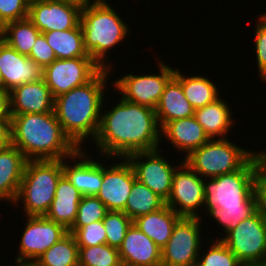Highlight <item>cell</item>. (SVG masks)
<instances>
[{
	"instance_id": "obj_1",
	"label": "cell",
	"mask_w": 266,
	"mask_h": 266,
	"mask_svg": "<svg viewBox=\"0 0 266 266\" xmlns=\"http://www.w3.org/2000/svg\"><path fill=\"white\" fill-rule=\"evenodd\" d=\"M106 108L102 107L99 129L92 142L100 159L126 158L163 146L155 109L129 102L121 96L110 110Z\"/></svg>"
},
{
	"instance_id": "obj_2",
	"label": "cell",
	"mask_w": 266,
	"mask_h": 266,
	"mask_svg": "<svg viewBox=\"0 0 266 266\" xmlns=\"http://www.w3.org/2000/svg\"><path fill=\"white\" fill-rule=\"evenodd\" d=\"M111 73L110 69H102L87 84L54 99L56 118L64 133L79 149H84L82 144L86 143L85 140L93 142L97 135Z\"/></svg>"
},
{
	"instance_id": "obj_3",
	"label": "cell",
	"mask_w": 266,
	"mask_h": 266,
	"mask_svg": "<svg viewBox=\"0 0 266 266\" xmlns=\"http://www.w3.org/2000/svg\"><path fill=\"white\" fill-rule=\"evenodd\" d=\"M11 116V144L27 160H63L79 148L64 133L54 111Z\"/></svg>"
},
{
	"instance_id": "obj_4",
	"label": "cell",
	"mask_w": 266,
	"mask_h": 266,
	"mask_svg": "<svg viewBox=\"0 0 266 266\" xmlns=\"http://www.w3.org/2000/svg\"><path fill=\"white\" fill-rule=\"evenodd\" d=\"M106 1L81 9L80 25L84 47L89 56L103 69L112 70L108 62L114 47L129 34L130 27L118 12ZM110 51V52H109Z\"/></svg>"
},
{
	"instance_id": "obj_5",
	"label": "cell",
	"mask_w": 266,
	"mask_h": 266,
	"mask_svg": "<svg viewBox=\"0 0 266 266\" xmlns=\"http://www.w3.org/2000/svg\"><path fill=\"white\" fill-rule=\"evenodd\" d=\"M63 175V160H28L13 205L22 203L24 216H45Z\"/></svg>"
},
{
	"instance_id": "obj_6",
	"label": "cell",
	"mask_w": 266,
	"mask_h": 266,
	"mask_svg": "<svg viewBox=\"0 0 266 266\" xmlns=\"http://www.w3.org/2000/svg\"><path fill=\"white\" fill-rule=\"evenodd\" d=\"M260 163L255 154L242 168L214 178L204 179L205 212L212 208L256 205L254 183Z\"/></svg>"
},
{
	"instance_id": "obj_7",
	"label": "cell",
	"mask_w": 266,
	"mask_h": 266,
	"mask_svg": "<svg viewBox=\"0 0 266 266\" xmlns=\"http://www.w3.org/2000/svg\"><path fill=\"white\" fill-rule=\"evenodd\" d=\"M255 154V150L243 148L228 138L210 139L183 160L200 177L208 179L239 170Z\"/></svg>"
},
{
	"instance_id": "obj_8",
	"label": "cell",
	"mask_w": 266,
	"mask_h": 266,
	"mask_svg": "<svg viewBox=\"0 0 266 266\" xmlns=\"http://www.w3.org/2000/svg\"><path fill=\"white\" fill-rule=\"evenodd\" d=\"M157 61L159 74L129 73L110 81L116 93L120 91V96L129 102L156 109L166 84L175 74L174 67L171 68L164 60Z\"/></svg>"
},
{
	"instance_id": "obj_9",
	"label": "cell",
	"mask_w": 266,
	"mask_h": 266,
	"mask_svg": "<svg viewBox=\"0 0 266 266\" xmlns=\"http://www.w3.org/2000/svg\"><path fill=\"white\" fill-rule=\"evenodd\" d=\"M243 266L266 263V220L256 211L221 240Z\"/></svg>"
},
{
	"instance_id": "obj_10",
	"label": "cell",
	"mask_w": 266,
	"mask_h": 266,
	"mask_svg": "<svg viewBox=\"0 0 266 266\" xmlns=\"http://www.w3.org/2000/svg\"><path fill=\"white\" fill-rule=\"evenodd\" d=\"M201 222V218L187 217L177 221L168 243L161 249L162 266H196L201 247L207 246L201 236Z\"/></svg>"
},
{
	"instance_id": "obj_11",
	"label": "cell",
	"mask_w": 266,
	"mask_h": 266,
	"mask_svg": "<svg viewBox=\"0 0 266 266\" xmlns=\"http://www.w3.org/2000/svg\"><path fill=\"white\" fill-rule=\"evenodd\" d=\"M102 69L91 57L55 59L43 69V79L55 99L87 84Z\"/></svg>"
},
{
	"instance_id": "obj_12",
	"label": "cell",
	"mask_w": 266,
	"mask_h": 266,
	"mask_svg": "<svg viewBox=\"0 0 266 266\" xmlns=\"http://www.w3.org/2000/svg\"><path fill=\"white\" fill-rule=\"evenodd\" d=\"M25 228L19 242L16 264H33L52 245L68 234V230L45 216L25 217Z\"/></svg>"
},
{
	"instance_id": "obj_13",
	"label": "cell",
	"mask_w": 266,
	"mask_h": 266,
	"mask_svg": "<svg viewBox=\"0 0 266 266\" xmlns=\"http://www.w3.org/2000/svg\"><path fill=\"white\" fill-rule=\"evenodd\" d=\"M161 152H163L161 148L137 152L127 156L126 159L134 170L136 180L166 202L171 193L174 172L179 165L173 166L170 160L165 158L167 156H162Z\"/></svg>"
},
{
	"instance_id": "obj_14",
	"label": "cell",
	"mask_w": 266,
	"mask_h": 266,
	"mask_svg": "<svg viewBox=\"0 0 266 266\" xmlns=\"http://www.w3.org/2000/svg\"><path fill=\"white\" fill-rule=\"evenodd\" d=\"M178 164L173 175L171 193L165 204L180 217L201 218L198 212L204 206V179L184 160Z\"/></svg>"
},
{
	"instance_id": "obj_15",
	"label": "cell",
	"mask_w": 266,
	"mask_h": 266,
	"mask_svg": "<svg viewBox=\"0 0 266 266\" xmlns=\"http://www.w3.org/2000/svg\"><path fill=\"white\" fill-rule=\"evenodd\" d=\"M116 161L119 162L110 161V165L107 161L103 163V181L96 196L105 204L108 211L124 212L136 177L126 158H116Z\"/></svg>"
},
{
	"instance_id": "obj_16",
	"label": "cell",
	"mask_w": 266,
	"mask_h": 266,
	"mask_svg": "<svg viewBox=\"0 0 266 266\" xmlns=\"http://www.w3.org/2000/svg\"><path fill=\"white\" fill-rule=\"evenodd\" d=\"M81 9L63 0H31L28 19L41 32L69 30L80 23Z\"/></svg>"
},
{
	"instance_id": "obj_17",
	"label": "cell",
	"mask_w": 266,
	"mask_h": 266,
	"mask_svg": "<svg viewBox=\"0 0 266 266\" xmlns=\"http://www.w3.org/2000/svg\"><path fill=\"white\" fill-rule=\"evenodd\" d=\"M85 151L79 149L69 160L63 159V174L82 196H96L103 181V161L93 160Z\"/></svg>"
},
{
	"instance_id": "obj_18",
	"label": "cell",
	"mask_w": 266,
	"mask_h": 266,
	"mask_svg": "<svg viewBox=\"0 0 266 266\" xmlns=\"http://www.w3.org/2000/svg\"><path fill=\"white\" fill-rule=\"evenodd\" d=\"M0 74L10 92L21 84L43 78V69L26 55L18 53L5 41L0 40Z\"/></svg>"
},
{
	"instance_id": "obj_19",
	"label": "cell",
	"mask_w": 266,
	"mask_h": 266,
	"mask_svg": "<svg viewBox=\"0 0 266 266\" xmlns=\"http://www.w3.org/2000/svg\"><path fill=\"white\" fill-rule=\"evenodd\" d=\"M10 115L47 113L54 111V98L42 78L21 84L9 92Z\"/></svg>"
},
{
	"instance_id": "obj_20",
	"label": "cell",
	"mask_w": 266,
	"mask_h": 266,
	"mask_svg": "<svg viewBox=\"0 0 266 266\" xmlns=\"http://www.w3.org/2000/svg\"><path fill=\"white\" fill-rule=\"evenodd\" d=\"M118 250L122 265L162 266L161 248L134 224L127 230Z\"/></svg>"
},
{
	"instance_id": "obj_21",
	"label": "cell",
	"mask_w": 266,
	"mask_h": 266,
	"mask_svg": "<svg viewBox=\"0 0 266 266\" xmlns=\"http://www.w3.org/2000/svg\"><path fill=\"white\" fill-rule=\"evenodd\" d=\"M161 137L185 154L184 158L210 140L194 116L168 122L161 129Z\"/></svg>"
},
{
	"instance_id": "obj_22",
	"label": "cell",
	"mask_w": 266,
	"mask_h": 266,
	"mask_svg": "<svg viewBox=\"0 0 266 266\" xmlns=\"http://www.w3.org/2000/svg\"><path fill=\"white\" fill-rule=\"evenodd\" d=\"M27 161L24 154L12 144L0 149V201L13 204Z\"/></svg>"
},
{
	"instance_id": "obj_23",
	"label": "cell",
	"mask_w": 266,
	"mask_h": 266,
	"mask_svg": "<svg viewBox=\"0 0 266 266\" xmlns=\"http://www.w3.org/2000/svg\"><path fill=\"white\" fill-rule=\"evenodd\" d=\"M231 108L228 102L220 96L203 108L196 109L194 117L209 139H223L227 136L229 138L227 134H230L231 128L235 125Z\"/></svg>"
},
{
	"instance_id": "obj_24",
	"label": "cell",
	"mask_w": 266,
	"mask_h": 266,
	"mask_svg": "<svg viewBox=\"0 0 266 266\" xmlns=\"http://www.w3.org/2000/svg\"><path fill=\"white\" fill-rule=\"evenodd\" d=\"M81 198L82 194L63 174L57 182L54 199L45 217L69 230L76 220Z\"/></svg>"
},
{
	"instance_id": "obj_25",
	"label": "cell",
	"mask_w": 266,
	"mask_h": 266,
	"mask_svg": "<svg viewBox=\"0 0 266 266\" xmlns=\"http://www.w3.org/2000/svg\"><path fill=\"white\" fill-rule=\"evenodd\" d=\"M155 112L161 129L172 120L194 116L195 109L186 99L181 83L174 76L166 84Z\"/></svg>"
},
{
	"instance_id": "obj_26",
	"label": "cell",
	"mask_w": 266,
	"mask_h": 266,
	"mask_svg": "<svg viewBox=\"0 0 266 266\" xmlns=\"http://www.w3.org/2000/svg\"><path fill=\"white\" fill-rule=\"evenodd\" d=\"M180 218L172 208L165 205L158 211L136 218L133 224L162 249Z\"/></svg>"
},
{
	"instance_id": "obj_27",
	"label": "cell",
	"mask_w": 266,
	"mask_h": 266,
	"mask_svg": "<svg viewBox=\"0 0 266 266\" xmlns=\"http://www.w3.org/2000/svg\"><path fill=\"white\" fill-rule=\"evenodd\" d=\"M181 68H175L174 77L181 83L183 93L193 108H203L220 97L218 86L206 76H187Z\"/></svg>"
},
{
	"instance_id": "obj_28",
	"label": "cell",
	"mask_w": 266,
	"mask_h": 266,
	"mask_svg": "<svg viewBox=\"0 0 266 266\" xmlns=\"http://www.w3.org/2000/svg\"><path fill=\"white\" fill-rule=\"evenodd\" d=\"M43 34L50 47L54 50L56 59L90 57L84 47L80 23L73 29L48 31Z\"/></svg>"
},
{
	"instance_id": "obj_29",
	"label": "cell",
	"mask_w": 266,
	"mask_h": 266,
	"mask_svg": "<svg viewBox=\"0 0 266 266\" xmlns=\"http://www.w3.org/2000/svg\"><path fill=\"white\" fill-rule=\"evenodd\" d=\"M165 201L140 181H134L124 213L132 220L153 213L165 206Z\"/></svg>"
},
{
	"instance_id": "obj_30",
	"label": "cell",
	"mask_w": 266,
	"mask_h": 266,
	"mask_svg": "<svg viewBox=\"0 0 266 266\" xmlns=\"http://www.w3.org/2000/svg\"><path fill=\"white\" fill-rule=\"evenodd\" d=\"M79 247L74 236L68 233L52 245L34 263V266H79Z\"/></svg>"
},
{
	"instance_id": "obj_31",
	"label": "cell",
	"mask_w": 266,
	"mask_h": 266,
	"mask_svg": "<svg viewBox=\"0 0 266 266\" xmlns=\"http://www.w3.org/2000/svg\"><path fill=\"white\" fill-rule=\"evenodd\" d=\"M41 32L28 19L9 22L4 25L3 41L22 55L29 56L32 46Z\"/></svg>"
},
{
	"instance_id": "obj_32",
	"label": "cell",
	"mask_w": 266,
	"mask_h": 266,
	"mask_svg": "<svg viewBox=\"0 0 266 266\" xmlns=\"http://www.w3.org/2000/svg\"><path fill=\"white\" fill-rule=\"evenodd\" d=\"M257 211L256 205H241V207L212 208L207 214L210 219H214L218 226H222L224 236L214 238L222 240L231 230H233L242 220L252 216Z\"/></svg>"
},
{
	"instance_id": "obj_33",
	"label": "cell",
	"mask_w": 266,
	"mask_h": 266,
	"mask_svg": "<svg viewBox=\"0 0 266 266\" xmlns=\"http://www.w3.org/2000/svg\"><path fill=\"white\" fill-rule=\"evenodd\" d=\"M79 266H122L119 250L108 244L79 247Z\"/></svg>"
},
{
	"instance_id": "obj_34",
	"label": "cell",
	"mask_w": 266,
	"mask_h": 266,
	"mask_svg": "<svg viewBox=\"0 0 266 266\" xmlns=\"http://www.w3.org/2000/svg\"><path fill=\"white\" fill-rule=\"evenodd\" d=\"M206 239H208L207 245L210 246L207 247L206 252L202 251L203 248L200 249L196 266H243L221 240Z\"/></svg>"
},
{
	"instance_id": "obj_35",
	"label": "cell",
	"mask_w": 266,
	"mask_h": 266,
	"mask_svg": "<svg viewBox=\"0 0 266 266\" xmlns=\"http://www.w3.org/2000/svg\"><path fill=\"white\" fill-rule=\"evenodd\" d=\"M102 222L106 232V244L119 249L133 220L122 211H107Z\"/></svg>"
},
{
	"instance_id": "obj_36",
	"label": "cell",
	"mask_w": 266,
	"mask_h": 266,
	"mask_svg": "<svg viewBox=\"0 0 266 266\" xmlns=\"http://www.w3.org/2000/svg\"><path fill=\"white\" fill-rule=\"evenodd\" d=\"M107 209L97 196H82L78 204L76 220L71 228H81L104 219Z\"/></svg>"
},
{
	"instance_id": "obj_37",
	"label": "cell",
	"mask_w": 266,
	"mask_h": 266,
	"mask_svg": "<svg viewBox=\"0 0 266 266\" xmlns=\"http://www.w3.org/2000/svg\"><path fill=\"white\" fill-rule=\"evenodd\" d=\"M68 233H71L78 247L96 246L106 243V232L101 221H95L81 228H70Z\"/></svg>"
},
{
	"instance_id": "obj_38",
	"label": "cell",
	"mask_w": 266,
	"mask_h": 266,
	"mask_svg": "<svg viewBox=\"0 0 266 266\" xmlns=\"http://www.w3.org/2000/svg\"><path fill=\"white\" fill-rule=\"evenodd\" d=\"M257 17V21L254 26V47L255 56L257 62L258 78L261 81L266 82V17L262 14Z\"/></svg>"
},
{
	"instance_id": "obj_39",
	"label": "cell",
	"mask_w": 266,
	"mask_h": 266,
	"mask_svg": "<svg viewBox=\"0 0 266 266\" xmlns=\"http://www.w3.org/2000/svg\"><path fill=\"white\" fill-rule=\"evenodd\" d=\"M31 0H0V21L3 25L28 18Z\"/></svg>"
},
{
	"instance_id": "obj_40",
	"label": "cell",
	"mask_w": 266,
	"mask_h": 266,
	"mask_svg": "<svg viewBox=\"0 0 266 266\" xmlns=\"http://www.w3.org/2000/svg\"><path fill=\"white\" fill-rule=\"evenodd\" d=\"M28 57L36 62L42 69L50 65L56 59L54 50L46 41L43 33L37 37Z\"/></svg>"
},
{
	"instance_id": "obj_41",
	"label": "cell",
	"mask_w": 266,
	"mask_h": 266,
	"mask_svg": "<svg viewBox=\"0 0 266 266\" xmlns=\"http://www.w3.org/2000/svg\"><path fill=\"white\" fill-rule=\"evenodd\" d=\"M254 195L257 211L266 220V174L261 169L255 179Z\"/></svg>"
},
{
	"instance_id": "obj_42",
	"label": "cell",
	"mask_w": 266,
	"mask_h": 266,
	"mask_svg": "<svg viewBox=\"0 0 266 266\" xmlns=\"http://www.w3.org/2000/svg\"><path fill=\"white\" fill-rule=\"evenodd\" d=\"M11 145V119H0V149Z\"/></svg>"
},
{
	"instance_id": "obj_43",
	"label": "cell",
	"mask_w": 266,
	"mask_h": 266,
	"mask_svg": "<svg viewBox=\"0 0 266 266\" xmlns=\"http://www.w3.org/2000/svg\"><path fill=\"white\" fill-rule=\"evenodd\" d=\"M9 92L0 90V119H10Z\"/></svg>"
},
{
	"instance_id": "obj_44",
	"label": "cell",
	"mask_w": 266,
	"mask_h": 266,
	"mask_svg": "<svg viewBox=\"0 0 266 266\" xmlns=\"http://www.w3.org/2000/svg\"><path fill=\"white\" fill-rule=\"evenodd\" d=\"M69 4L78 6L80 9L101 3L104 0H63Z\"/></svg>"
},
{
	"instance_id": "obj_45",
	"label": "cell",
	"mask_w": 266,
	"mask_h": 266,
	"mask_svg": "<svg viewBox=\"0 0 266 266\" xmlns=\"http://www.w3.org/2000/svg\"><path fill=\"white\" fill-rule=\"evenodd\" d=\"M256 154L259 158L260 169L266 174V150L262 149L260 152L256 150Z\"/></svg>"
},
{
	"instance_id": "obj_46",
	"label": "cell",
	"mask_w": 266,
	"mask_h": 266,
	"mask_svg": "<svg viewBox=\"0 0 266 266\" xmlns=\"http://www.w3.org/2000/svg\"><path fill=\"white\" fill-rule=\"evenodd\" d=\"M3 32H4V25H3L2 22L0 21V40L3 39Z\"/></svg>"
},
{
	"instance_id": "obj_47",
	"label": "cell",
	"mask_w": 266,
	"mask_h": 266,
	"mask_svg": "<svg viewBox=\"0 0 266 266\" xmlns=\"http://www.w3.org/2000/svg\"><path fill=\"white\" fill-rule=\"evenodd\" d=\"M0 90H6L4 83H3V80H2V77H1V74H0Z\"/></svg>"
},
{
	"instance_id": "obj_48",
	"label": "cell",
	"mask_w": 266,
	"mask_h": 266,
	"mask_svg": "<svg viewBox=\"0 0 266 266\" xmlns=\"http://www.w3.org/2000/svg\"><path fill=\"white\" fill-rule=\"evenodd\" d=\"M250 266H266V263H260V264H252Z\"/></svg>"
},
{
	"instance_id": "obj_49",
	"label": "cell",
	"mask_w": 266,
	"mask_h": 266,
	"mask_svg": "<svg viewBox=\"0 0 266 266\" xmlns=\"http://www.w3.org/2000/svg\"><path fill=\"white\" fill-rule=\"evenodd\" d=\"M17 266H34L33 264H18L17 263Z\"/></svg>"
}]
</instances>
